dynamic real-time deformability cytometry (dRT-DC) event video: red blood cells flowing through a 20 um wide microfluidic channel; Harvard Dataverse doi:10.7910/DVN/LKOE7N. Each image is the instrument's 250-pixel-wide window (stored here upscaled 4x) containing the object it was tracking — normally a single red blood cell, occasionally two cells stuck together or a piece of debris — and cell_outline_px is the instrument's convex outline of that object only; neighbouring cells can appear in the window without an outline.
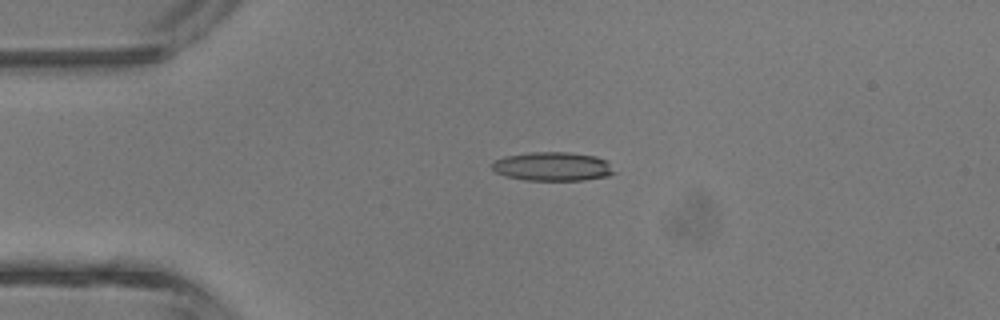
{"species": "common noctule bat (a hibernating species)", "species_latin": "Nyctalus noctula", "temperature_condition": "room temperature", "stored_images_in_passage": 3, "camera_frame_rate_fps": 3000, "um_per_image_px": 0.085, "animal": {"sex": "male", "body_mass_g": 13.3}, "frame": {"image": 1, "passage_image": 2, "time_ms": 2.333, "image_size_px": [1000, 320], "cell_outline_px": [[616, 172], [608, 176], [584, 180], [524, 180], [504, 176], [496, 172], [492, 168], [492, 164], [496, 160], [504, 156], [532, 152], [568, 152], [596, 156], [604, 160]], "centroid_in_image_um": [46.95, 14.15], "position_along_channel_um": 38.0, "area_um2": 20.46}}